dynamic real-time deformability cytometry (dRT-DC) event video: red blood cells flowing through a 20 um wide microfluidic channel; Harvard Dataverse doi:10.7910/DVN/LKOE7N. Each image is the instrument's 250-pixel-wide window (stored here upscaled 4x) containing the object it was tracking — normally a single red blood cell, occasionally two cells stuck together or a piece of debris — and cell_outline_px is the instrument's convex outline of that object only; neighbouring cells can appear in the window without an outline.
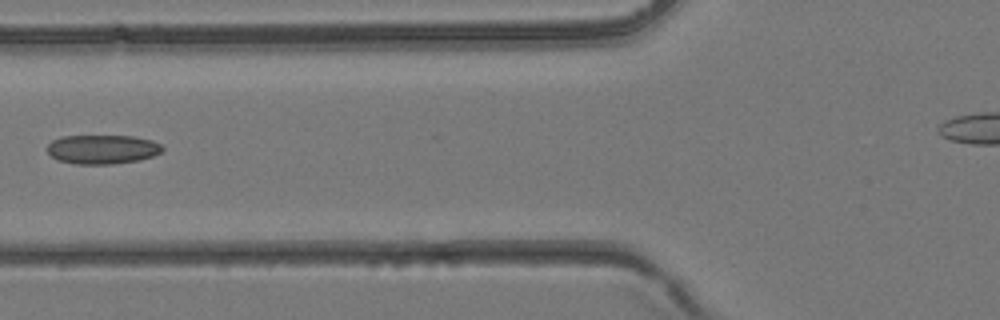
{"species": "common noctule bat (a hibernating species)", "species_latin": "Nyctalus noctula", "temperature_condition": "room temperature", "stored_images_in_passage": 2, "camera_frame_rate_fps": 3000, "um_per_image_px": 0.085, "animal": {"sex": "female", "body_mass_g": 24.6, "forearm_length_mm": 56.2}, "frame": {"image": 1, "passage_image": 2, "time_ms": 0.333, "image_size_px": [1000, 320], "cell_outline_px": [[164, 148], [160, 152], [152, 156], [140, 160], [112, 164], [76, 164], [56, 160], [48, 152], [48, 144], [52, 140], [60, 136], [132, 136], [152, 140], [160, 144]], "centroid_in_image_um": [8.69, 12.69], "position_along_channel_um": 117.1, "area_um2": 19.59}}